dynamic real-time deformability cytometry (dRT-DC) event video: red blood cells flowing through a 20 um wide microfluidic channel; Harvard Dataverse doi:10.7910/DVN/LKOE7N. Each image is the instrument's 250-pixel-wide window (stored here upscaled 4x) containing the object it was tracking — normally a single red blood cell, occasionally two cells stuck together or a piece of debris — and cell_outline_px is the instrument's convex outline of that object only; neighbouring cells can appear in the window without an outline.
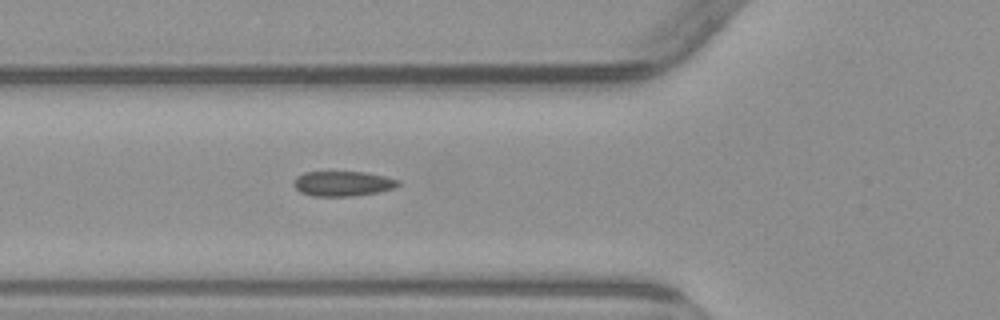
{"species": "common noctule bat (a hibernating species)", "species_latin": "Nyctalus noctula", "temperature_condition": "warm", "stored_images_in_passage": 2, "camera_frame_rate_fps": 3000, "um_per_image_px": 0.085, "animal": {"sex": "male", "body_mass_g": 23.1, "forearm_length_mm": 52.7}, "frame": {"image": 1, "passage_image": 2, "time_ms": 1.0, "image_size_px": [1000, 320], "cell_outline_px": [[400, 184], [396, 188], [376, 192], [352, 196], [312, 196], [300, 192], [292, 184], [296, 176], [304, 172], [364, 172], [384, 176], [400, 180]], "centroid_in_image_um": [29.12, 15.6], "position_along_channel_um": 96.7, "area_um2": 15.26}}